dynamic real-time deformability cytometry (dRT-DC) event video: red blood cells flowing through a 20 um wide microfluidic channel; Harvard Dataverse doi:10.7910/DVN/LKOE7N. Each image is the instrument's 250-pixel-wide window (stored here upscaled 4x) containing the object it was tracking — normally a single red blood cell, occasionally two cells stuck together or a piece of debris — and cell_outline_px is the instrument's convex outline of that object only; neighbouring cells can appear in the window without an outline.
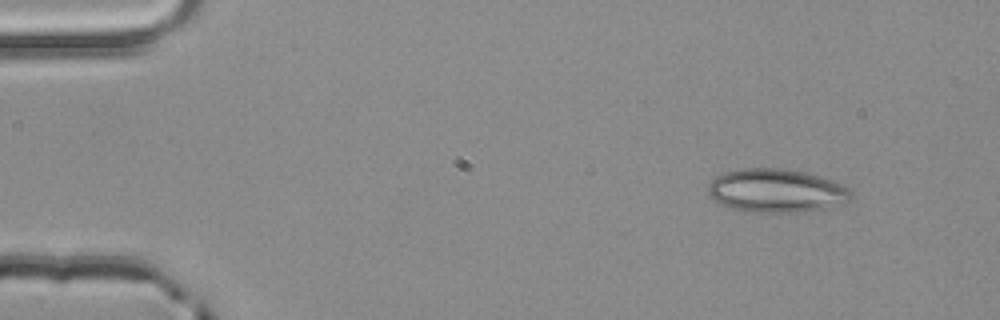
{"species": "common noctule bat (a hibernating species)", "species_latin": "Nyctalus noctula", "temperature_condition": "room temperature", "stored_images_in_passage": 3, "camera_frame_rate_fps": 3000, "um_per_image_px": 0.085, "animal": {"sex": "male", "body_mass_g": 20.4}, "frame": {"image": 1, "passage_image": 1, "time_ms": 0.0, "image_size_px": [1000, 320], "cell_outline_px": [[852, 196], [848, 200], [824, 208], [804, 212], [744, 212], [720, 204], [708, 192], [708, 184], [716, 176], [724, 172], [744, 168], [780, 168], [804, 172], [832, 180], [848, 188], [852, 192]], "centroid_in_image_um": [65.95, 16.21], "position_along_channel_um": 19.0, "area_um2": 36.01}}